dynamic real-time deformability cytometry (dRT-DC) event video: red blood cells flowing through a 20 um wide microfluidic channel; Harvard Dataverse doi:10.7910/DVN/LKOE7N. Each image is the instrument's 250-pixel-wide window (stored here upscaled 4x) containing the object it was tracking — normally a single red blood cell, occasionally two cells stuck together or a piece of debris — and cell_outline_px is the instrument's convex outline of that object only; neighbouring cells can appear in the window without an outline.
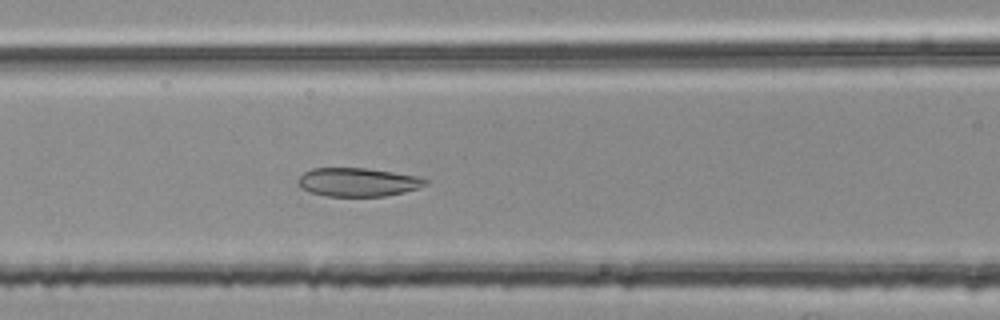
{"species": "common noctule bat (a hibernating species)", "species_latin": "Nyctalus noctula", "temperature_condition": "room temperature", "stored_images_in_passage": 37, "camera_frame_rate_fps": 3000, "um_per_image_px": 0.085, "animal": {"sex": "female", "body_mass_g": 25.1}, "frame": {"image": 1, "passage_image": 8, "time_ms": 2.333, "image_size_px": [1000, 320], "cell_outline_px": [[428, 184], [420, 188], [404, 192], [384, 196], [328, 196], [312, 192], [300, 188], [296, 180], [304, 172], [312, 168], [368, 168], [420, 176], [428, 180]], "centroid_in_image_um": [30.45, 15.47], "position_along_channel_um": 136.2, "area_um2": 21.39}}
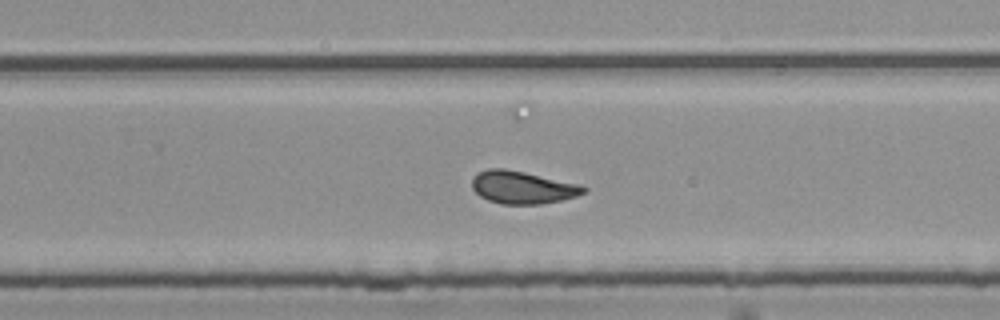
{"frame": {"image": 2, "passage_image": 20, "time_ms": 6.333, "image_size_px": [1000, 320], "cell_outline_px": [[588, 188], [584, 192], [576, 196], [560, 200], [540, 204], [500, 204], [488, 200], [480, 196], [472, 188], [472, 180], [480, 172], [488, 168], [504, 168], [524, 172], [580, 184]], "centroid_in_image_um": [44.41, 15.93], "position_along_channel_um": 285.4, "area_um2": 21.04}}
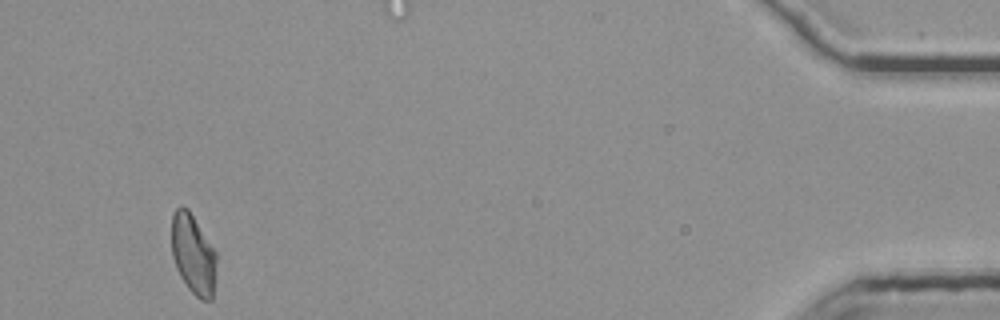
{"frame": {"image": 3, "passage_image": 37, "time_ms": 12.0, "image_size_px": [1000, 320], "cell_outline_px": [[216, 280], [212, 300], [200, 300], [188, 288], [180, 276], [176, 268], [172, 256], [172, 212], [180, 204], [188, 208], [216, 252]], "centroid_in_image_um": [16.42, 21.62], "position_along_channel_um": 418.8, "area_um2": 21.15}, "authors_computed_cell_mechanics": {"area_um2": 20.9236, "velocity_mm_per_s": 3.7421, "shape_relaxation_time_tau1_ms": null, "shape_relaxation_time_tau2_ms": 2.7517, "deformation_change_tau1": null, "deformation_change_tau2": 0.0912}}